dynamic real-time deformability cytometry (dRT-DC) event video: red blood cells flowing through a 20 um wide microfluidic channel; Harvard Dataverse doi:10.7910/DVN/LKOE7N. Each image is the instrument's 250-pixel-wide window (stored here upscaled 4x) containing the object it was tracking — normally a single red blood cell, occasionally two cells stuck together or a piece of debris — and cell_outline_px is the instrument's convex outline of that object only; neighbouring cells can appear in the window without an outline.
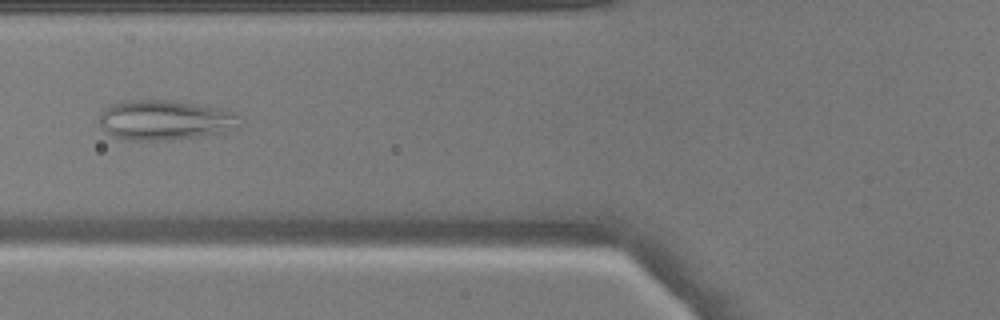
{"species": "common noctule bat (a hibernating species)", "species_latin": "Nyctalus noctula", "temperature_condition": "warm", "stored_images_in_passage": 36, "camera_frame_rate_fps": 3000, "um_per_image_px": 0.085, "animal": {"sex": "male", "body_mass_g": 17.9}, "frame": {"image": 1, "passage_image": 6, "time_ms": 1.667, "image_size_px": [1000, 320], "cell_outline_px": [[240, 124], [224, 132], [200, 136], [172, 140], [128, 140], [116, 136], [108, 132], [100, 124], [100, 112], [108, 104], [124, 100], [168, 100], [196, 104], [220, 108], [236, 112], [240, 116]], "centroid_in_image_um": [14.02, 10.19], "position_along_channel_um": 111.8, "area_um2": 32.71}}